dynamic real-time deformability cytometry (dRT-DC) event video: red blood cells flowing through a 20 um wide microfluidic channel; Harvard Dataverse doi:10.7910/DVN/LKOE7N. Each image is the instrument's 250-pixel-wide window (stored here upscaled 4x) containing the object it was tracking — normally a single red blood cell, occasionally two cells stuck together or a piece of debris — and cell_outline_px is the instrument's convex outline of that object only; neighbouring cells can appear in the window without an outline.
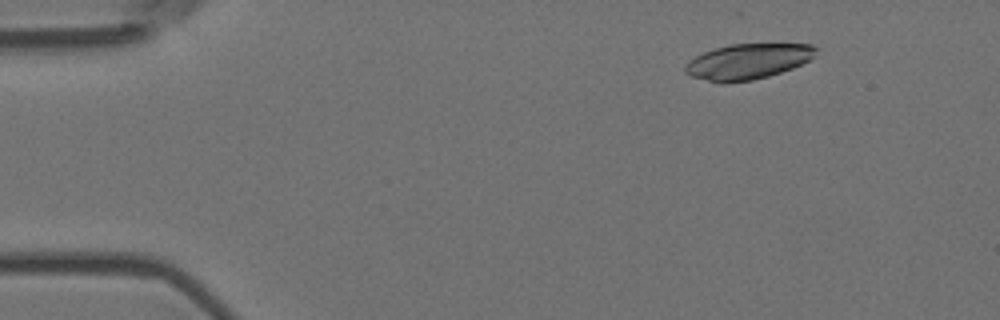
{"species": "Egyptian fruit bat (a non-hibernating species)", "species_latin": "Rousettus aegyptiacus", "temperature_condition": "room temperature", "stored_images_in_passage": 5, "camera_frame_rate_fps": 3000, "um_per_image_px": 0.085, "animal": {"sex": "female"}, "frame": {"image": 1, "passage_image": 2, "time_ms": 0.333, "image_size_px": [1000, 320], "cell_outline_px": [[820, 48], [808, 60], [792, 68], [768, 76], [752, 80], [724, 84], [720, 84], [692, 76], [684, 72], [684, 68], [688, 60], [704, 52], [728, 44], [816, 44]], "centroid_in_image_um": [63.55, 5.23], "position_along_channel_um": 21.5, "area_um2": 27.11}}
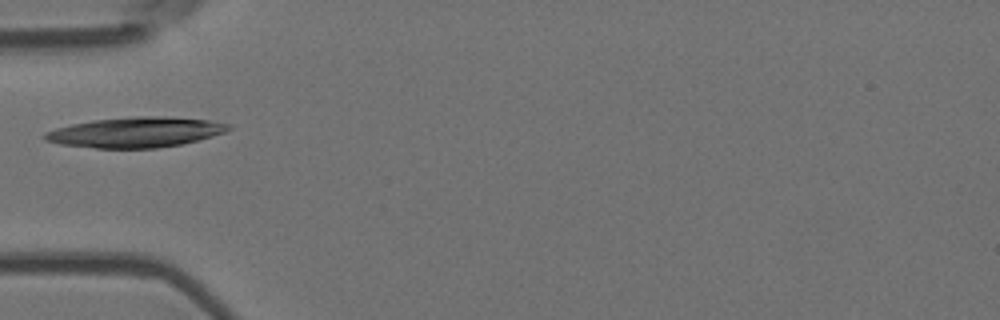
{"frame": {"image": 2, "passage_image": 5, "time_ms": 1.333, "image_size_px": [1000, 320], "cell_outline_px": [[232, 128], [224, 132], [212, 136], [180, 144], [156, 148], [96, 148], [60, 144], [44, 140], [40, 136], [44, 132], [56, 128], [72, 124], [92, 120], [136, 116], [164, 116], [208, 120], [232, 124]], "centroid_in_image_um": [11.49, 11.24], "position_along_channel_um": 73.5, "area_um2": 32.37}}